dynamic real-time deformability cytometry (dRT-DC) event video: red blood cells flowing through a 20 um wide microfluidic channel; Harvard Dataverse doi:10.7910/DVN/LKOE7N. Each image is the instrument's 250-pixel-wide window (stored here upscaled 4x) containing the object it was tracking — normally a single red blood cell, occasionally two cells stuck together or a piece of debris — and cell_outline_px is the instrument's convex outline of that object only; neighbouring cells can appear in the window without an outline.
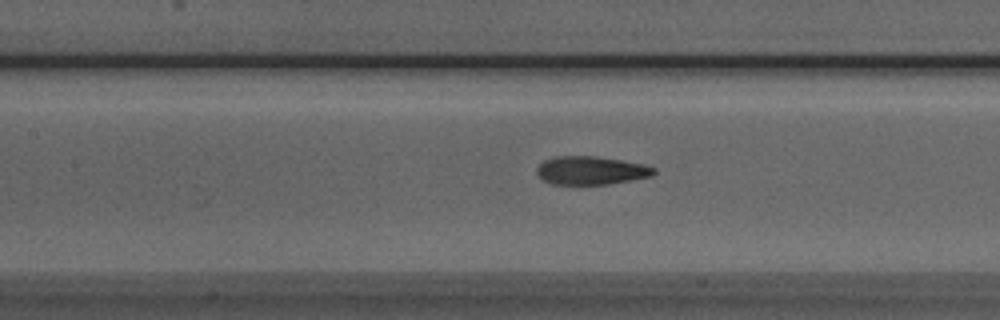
{"species": "Egyptian fruit bat (a non-hibernating species)", "species_latin": "Rousettus aegyptiacus", "temperature_condition": "room temperature", "stored_images_in_passage": 27, "camera_frame_rate_fps": 3000, "um_per_image_px": 0.085, "animal": {"sex": "male"}, "frame": {"image": 1, "passage_image": 8, "time_ms": 2.333, "image_size_px": [1000, 320], "cell_outline_px": [[656, 172], [652, 176], [632, 180], [608, 184], [580, 188], [552, 184], [540, 180], [536, 172], [536, 168], [544, 160], [556, 156], [596, 156], [644, 164], [656, 168]], "centroid_in_image_um": [50.18, 14.54], "position_along_channel_um": 157.2, "area_um2": 20.29}}
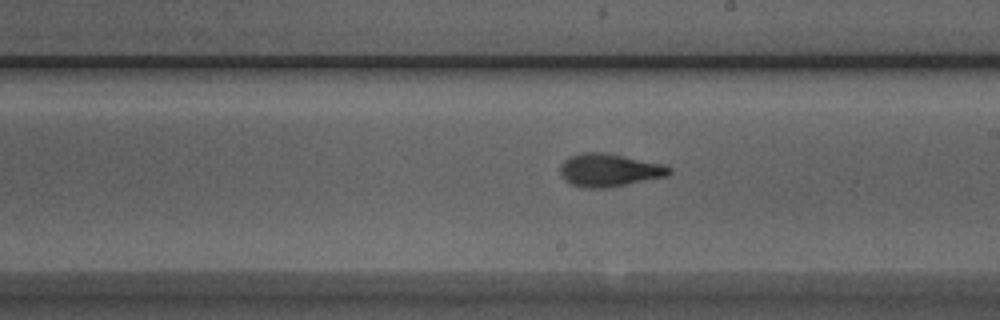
{"frame": {"image": 2, "passage_image": 14, "time_ms": 4.333, "image_size_px": [1000, 320], "cell_outline_px": [[672, 172], [668, 176], [608, 188], [584, 188], [572, 184], [564, 180], [560, 176], [560, 164], [564, 160], [572, 156], [584, 152], [600, 152], [664, 164], [672, 168]], "centroid_in_image_um": [51.78, 14.48], "position_along_channel_um": 237.2, "area_um2": 20.92}}
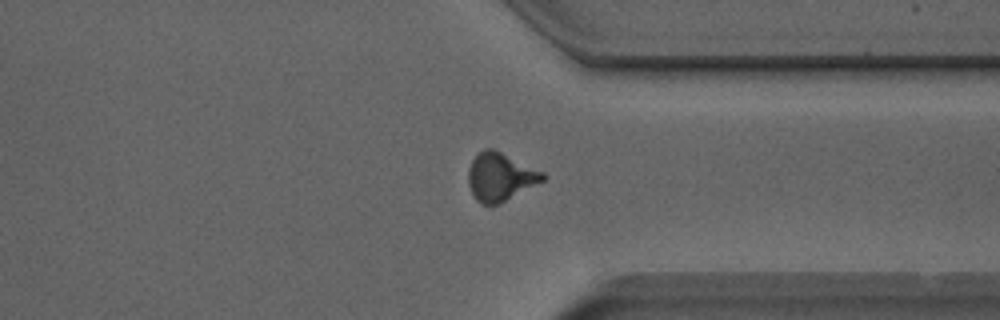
{"frame": {"image": 3, "passage_image": 24, "time_ms": 7.667, "image_size_px": [1000, 320], "cell_outline_px": [[548, 176], [544, 180], [492, 208], [480, 204], [476, 200], [468, 184], [468, 168], [472, 160], [484, 148], [492, 148], [544, 172]], "centroid_in_image_um": [42.51, 15.07], "position_along_channel_um": 368.9, "area_um2": 21.04}}